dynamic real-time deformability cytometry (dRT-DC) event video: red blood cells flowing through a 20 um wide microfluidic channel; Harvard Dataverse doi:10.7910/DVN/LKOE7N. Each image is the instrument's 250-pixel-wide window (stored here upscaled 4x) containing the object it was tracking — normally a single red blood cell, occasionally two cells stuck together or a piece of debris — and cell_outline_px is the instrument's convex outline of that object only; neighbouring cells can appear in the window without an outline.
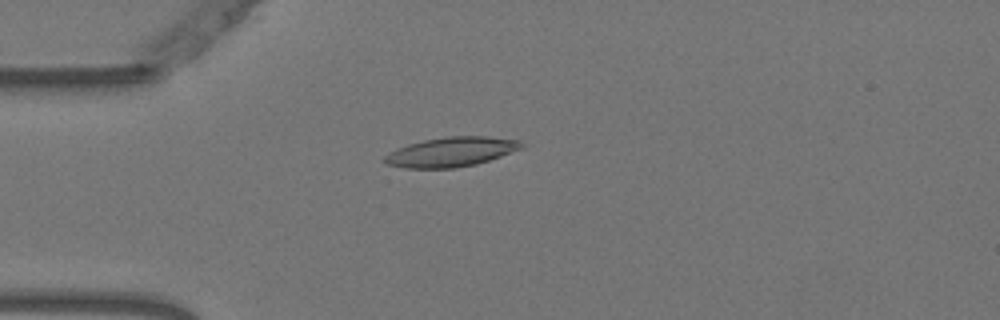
{"species": "Egyptian fruit bat (a non-hibernating species)", "species_latin": "Rousettus aegyptiacus", "temperature_condition": "warm", "stored_images_in_passage": 34, "camera_frame_rate_fps": 3000, "um_per_image_px": 0.085, "animal": {"sex": "female"}, "frame": {"image": 1, "passage_image": 5, "time_ms": 1.333, "image_size_px": [1000, 320], "cell_outline_px": [[524, 148], [476, 164], [456, 168], [404, 168], [388, 164], [380, 160], [384, 156], [396, 148], [408, 144], [424, 140], [444, 136], [488, 136], [524, 140]], "centroid_in_image_um": [38.37, 12.9], "position_along_channel_um": 46.6, "area_um2": 23.87}}
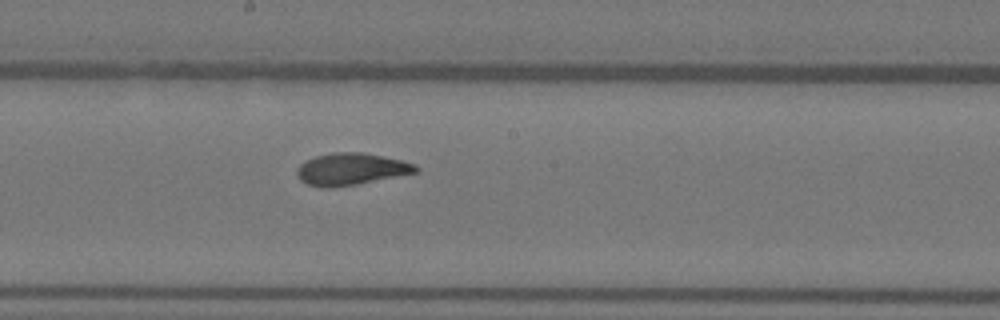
{"frame": {"image": 2, "passage_image": 20, "time_ms": 6.333, "image_size_px": [1000, 320], "cell_outline_px": [[420, 172], [356, 184], [328, 188], [320, 188], [308, 184], [300, 180], [296, 176], [296, 168], [300, 164], [316, 156], [332, 152], [364, 152], [384, 156], [416, 164], [420, 168]], "centroid_in_image_um": [29.85, 14.37], "position_along_channel_um": 218.3, "area_um2": 22.31}}
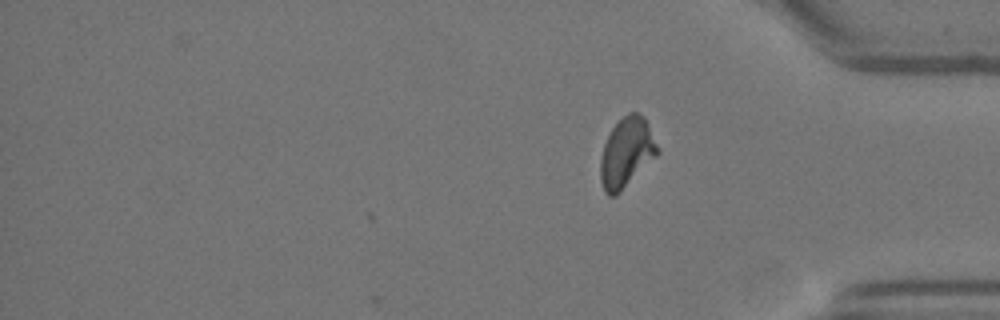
{"frame": {"image": 3, "passage_image": 34, "time_ms": 11.0, "image_size_px": [1000, 320], "cell_outline_px": [[660, 152], [616, 196], [608, 196], [604, 192], [600, 180], [600, 160], [604, 144], [612, 128], [628, 112], [640, 112], [644, 116], [648, 124]], "centroid_in_image_um": [53.24, 12.98], "position_along_channel_um": 382.0, "area_um2": 23.06}, "authors_computed_cell_mechanics": {"area_um2": 22.0796, "velocity_mm_per_s": 3.7379, "shape_relaxation_time_tau1_ms": 5.2445, "shape_relaxation_time_tau2_ms": 1.5678, "deformation_change_tau1": 0.1859, "deformation_change_tau2": 0.0761}}